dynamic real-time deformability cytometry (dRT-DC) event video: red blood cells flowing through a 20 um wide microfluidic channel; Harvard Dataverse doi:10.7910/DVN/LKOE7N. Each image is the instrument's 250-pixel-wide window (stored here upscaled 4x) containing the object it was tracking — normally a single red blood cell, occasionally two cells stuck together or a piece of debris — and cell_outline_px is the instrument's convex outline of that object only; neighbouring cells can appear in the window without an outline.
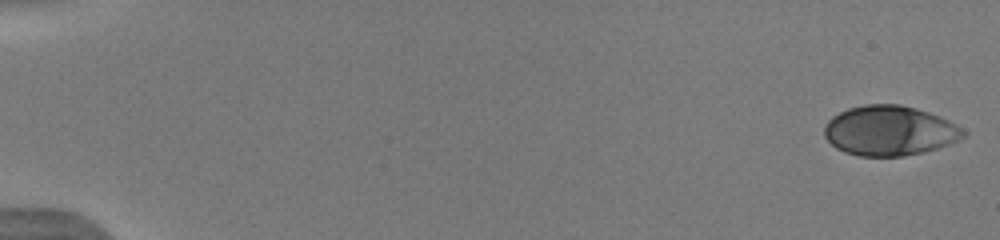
{"species": "human", "species_latin": "Homo sapiens", "temperature_condition": "warm", "stored_images_in_passage": 52, "camera_frame_rate_fps": 3000, "um_per_image_px": 0.085, "donor": {"sex": "male"}, "frame": {"image": 1, "passage_image": 1, "time_ms": 0.0, "image_size_px": [1000, 240], "cell_outline_px": [[964, 136], [960, 140], [936, 148], [904, 156], [860, 156], [844, 152], [836, 148], [824, 136], [824, 124], [832, 116], [848, 108], [864, 104], [900, 104], [916, 108], [940, 116], [956, 124], [964, 132]], "centroid_in_image_um": [75.58, 11.1], "position_along_channel_um": 9.4, "area_um2": 40.34}}
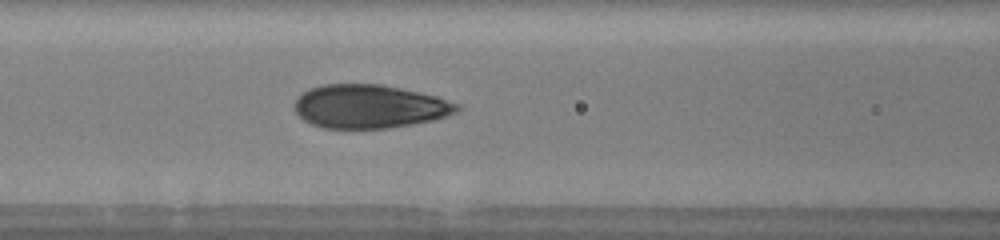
{"frame": {"image": 2, "passage_image": 24, "time_ms": 7.667, "image_size_px": [1000, 240], "cell_outline_px": [[460, 108], [456, 112], [432, 120], [412, 124], [388, 128], [324, 128], [312, 124], [304, 120], [296, 112], [296, 100], [308, 88], [320, 84], [380, 84], [400, 88], [436, 96], [460, 104]], "centroid_in_image_um": [31.4, 9.04], "position_along_channel_um": 135.2, "area_um2": 40.92}}
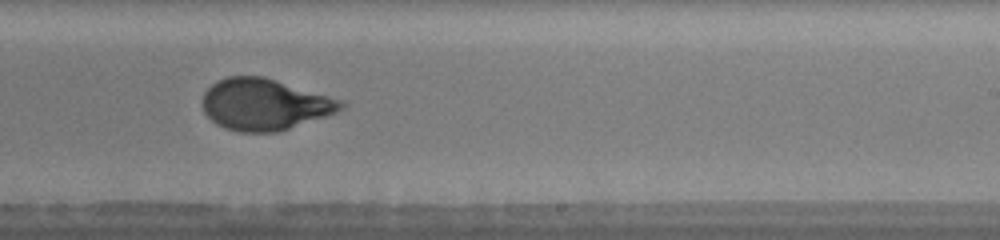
{"frame": {"image": 3, "passage_image": 34, "time_ms": 11.0, "image_size_px": [1000, 240], "cell_outline_px": [[348, 104], [344, 108], [336, 112], [276, 132], [236, 132], [224, 128], [216, 124], [204, 112], [200, 104], [204, 92], [216, 80], [228, 76], [264, 76], [344, 100]], "centroid_in_image_um": [22.46, 8.86], "position_along_channel_um": 266.5, "area_um2": 41.73}, "authors_computed_cell_mechanics": {"area_um2": 40.9802, "velocity_mm_per_s": 3.9501, "shape_relaxation_time_tau1_ms": 4.3204, "shape_relaxation_time_tau2_ms": null, "deformation_change_tau1": 0.208, "deformation_change_tau2": null}}